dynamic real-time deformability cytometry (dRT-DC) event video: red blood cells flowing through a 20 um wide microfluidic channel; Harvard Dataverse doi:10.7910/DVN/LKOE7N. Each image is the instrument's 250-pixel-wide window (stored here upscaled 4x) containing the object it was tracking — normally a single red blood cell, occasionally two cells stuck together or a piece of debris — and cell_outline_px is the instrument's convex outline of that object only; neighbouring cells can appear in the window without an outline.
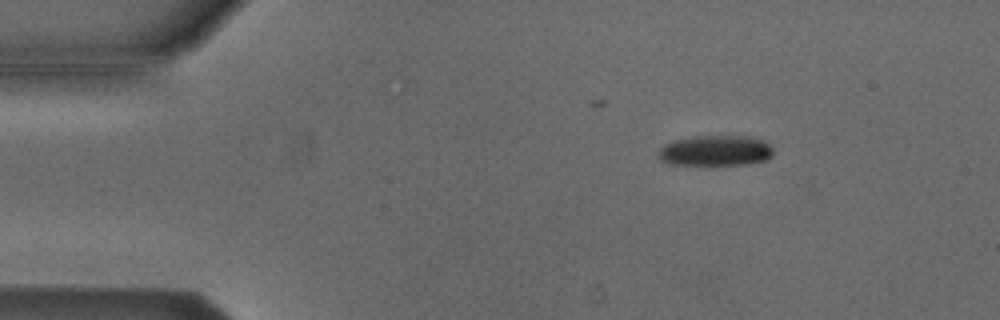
{"species": "Egyptian fruit bat (a non-hibernating species)", "species_latin": "Rousettus aegyptiacus", "temperature_condition": "cold", "stored_images_in_passage": 5, "camera_frame_rate_fps": 3000, "um_per_image_px": 0.085, "animal": {"sex": "male"}, "frame": {"image": 1, "passage_image": 2, "time_ms": 0.333, "image_size_px": [1000, 320], "cell_outline_px": [[772, 156], [768, 160], [748, 164], [672, 164], [660, 160], [660, 148], [664, 144], [676, 140], [692, 136], [748, 136], [760, 140], [768, 144], [772, 148]], "centroid_in_image_um": [60.84, 12.8], "position_along_channel_um": 24.2, "area_um2": 20.17}}
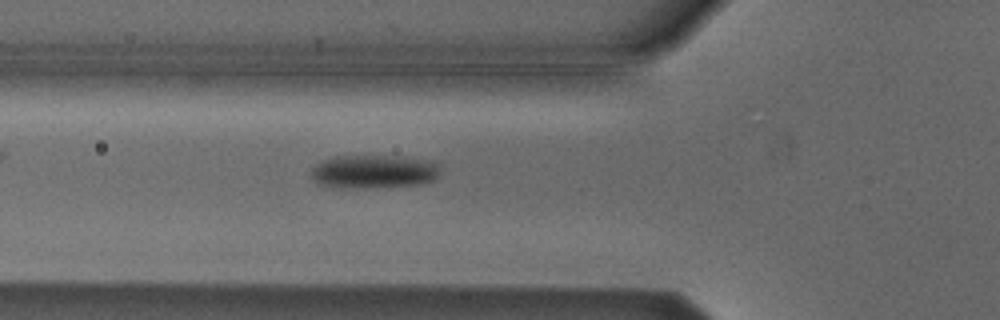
{"frame": {"image": 2, "passage_image": 5, "time_ms": 1.333, "image_size_px": [1000, 320], "cell_outline_px": [[440, 172], [432, 180], [420, 184], [356, 188], [332, 188], [316, 184], [312, 180], [312, 168], [316, 164], [324, 160], [336, 156], [400, 156], [428, 160], [436, 164]], "centroid_in_image_um": [31.7, 14.59], "position_along_channel_um": 94.1, "area_um2": 25.14}}